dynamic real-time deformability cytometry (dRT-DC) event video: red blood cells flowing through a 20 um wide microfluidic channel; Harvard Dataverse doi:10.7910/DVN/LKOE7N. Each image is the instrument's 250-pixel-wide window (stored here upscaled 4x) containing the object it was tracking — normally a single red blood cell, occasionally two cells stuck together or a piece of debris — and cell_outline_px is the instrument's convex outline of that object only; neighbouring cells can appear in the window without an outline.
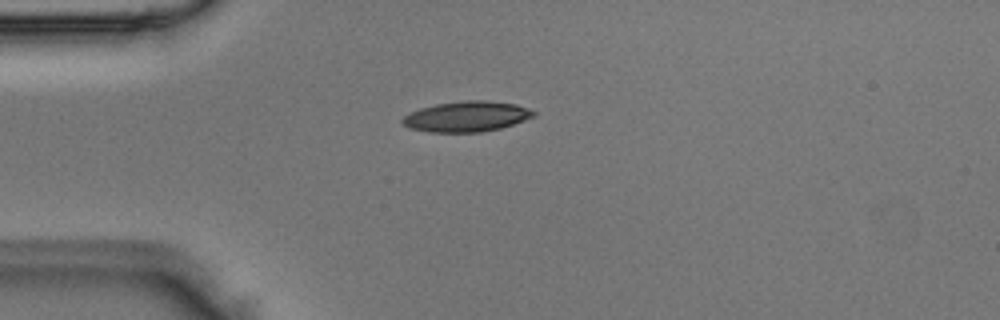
{"species": "Egyptian fruit bat (a non-hibernating species)", "species_latin": "Rousettus aegyptiacus", "temperature_condition": "room temperature", "stored_images_in_passage": 39, "camera_frame_rate_fps": 3000, "um_per_image_px": 0.085, "animal": {"sex": "male"}, "frame": {"image": 1, "passage_image": 2, "time_ms": 0.333, "image_size_px": [1000, 320], "cell_outline_px": [[536, 116], [500, 128], [480, 132], [428, 132], [412, 128], [404, 124], [400, 120], [404, 116], [420, 108], [436, 104], [468, 100], [484, 100], [516, 104], [536, 112]], "centroid_in_image_um": [39.67, 9.9], "position_along_channel_um": 45.3, "area_um2": 23.0}}
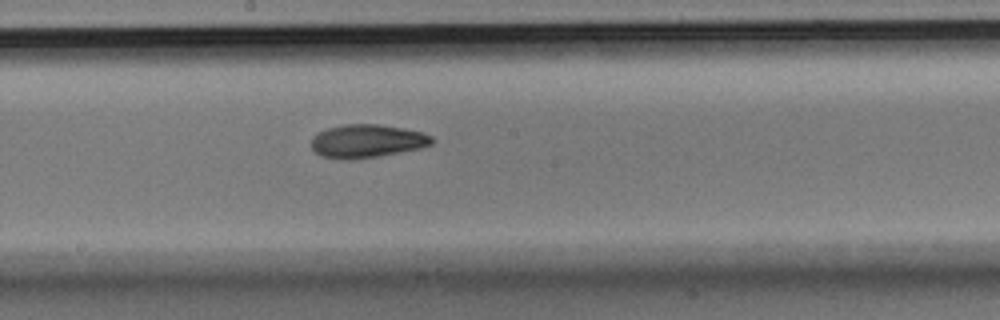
{"frame": {"image": 2, "passage_image": 16, "time_ms": 5.0, "image_size_px": [1000, 320], "cell_outline_px": [[432, 144], [424, 148], [380, 156], [348, 160], [340, 160], [320, 156], [312, 148], [312, 136], [328, 128], [344, 124], [376, 124], [404, 128], [424, 132], [432, 136]], "centroid_in_image_um": [31.22, 12.0], "position_along_channel_um": 217.0, "area_um2": 23.64}}
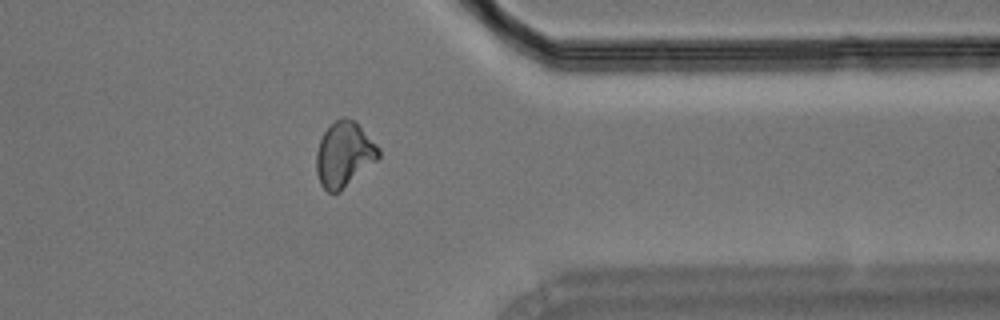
{"frame": {"image": 3, "passage_image": 29, "time_ms": 9.333, "image_size_px": [1000, 320], "cell_outline_px": [[380, 156], [376, 160], [340, 192], [328, 192], [320, 184], [316, 172], [316, 152], [320, 140], [328, 124], [340, 116], [344, 116], [356, 120], [380, 148]], "centroid_in_image_um": [29.24, 13.07], "position_along_channel_um": 382.2, "area_um2": 23.93}}